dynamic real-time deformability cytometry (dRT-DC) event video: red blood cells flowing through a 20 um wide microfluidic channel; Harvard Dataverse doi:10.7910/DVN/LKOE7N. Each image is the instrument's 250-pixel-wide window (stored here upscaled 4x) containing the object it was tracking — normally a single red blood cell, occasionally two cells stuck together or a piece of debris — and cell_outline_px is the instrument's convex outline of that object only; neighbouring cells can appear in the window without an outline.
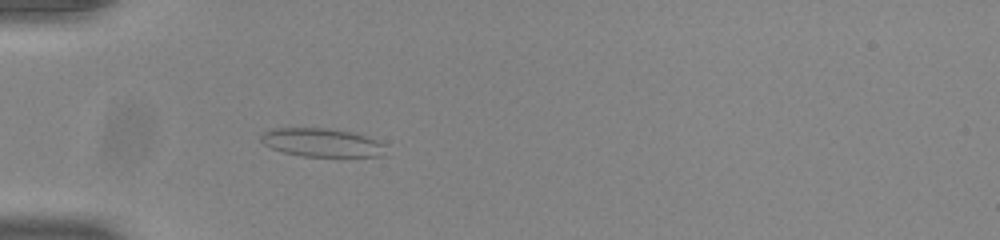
{"species": "common noctule bat (a hibernating species)", "species_latin": "Nyctalus noctula", "temperature_condition": "room temperature", "stored_images_in_passage": 38, "camera_frame_rate_fps": 3000, "um_per_image_px": 0.085, "animal": {"sex": "male", "body_mass_g": 20.0, "forearm_length_mm": 53.3}, "frame": {"image": 1, "passage_image": 2, "time_ms": 0.333, "image_size_px": [1000, 240], "cell_outline_px": [[384, 144], [380, 156], [304, 156], [284, 152], [272, 148], [264, 144], [260, 140], [260, 136], [264, 132], [272, 128], [328, 128], [352, 132], [376, 140]], "centroid_in_image_um": [27.28, 12.1], "position_along_channel_um": 57.7, "area_um2": 20.29}}
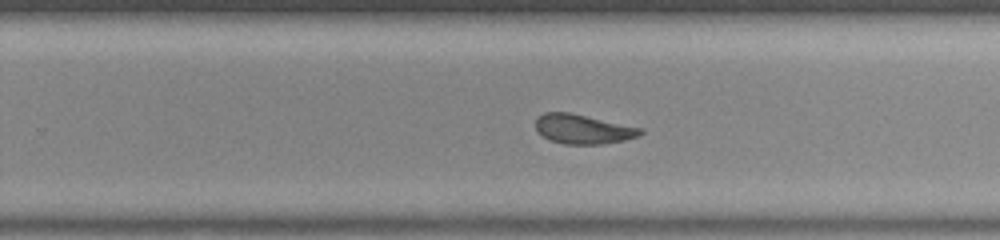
{"frame": {"image": 2, "passage_image": 20, "time_ms": 6.333, "image_size_px": [1000, 240], "cell_outline_px": [[644, 132], [636, 136], [624, 140], [600, 144], [564, 144], [548, 140], [536, 128], [536, 116], [544, 112], [568, 112], [644, 128]], "centroid_in_image_um": [49.54, 10.97], "position_along_channel_um": 280.3, "area_um2": 17.92}}
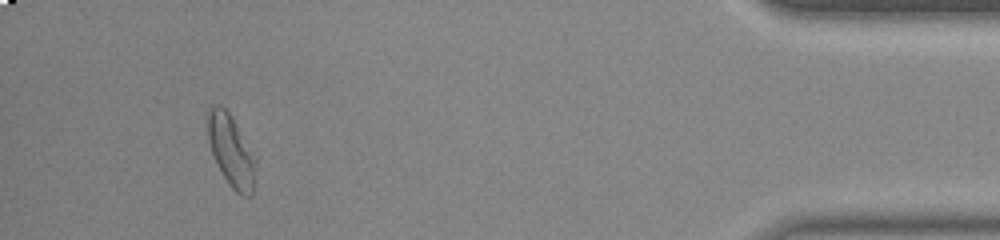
{"frame": {"image": 3, "passage_image": 35, "time_ms": 11.333, "image_size_px": [1000, 240], "cell_outline_px": [[256, 180], [252, 196], [244, 196], [236, 192], [228, 184], [212, 152], [208, 140], [208, 108], [212, 104], [220, 104], [228, 112], [256, 156]], "centroid_in_image_um": [19.68, 12.84], "position_along_channel_um": 415.5, "area_um2": 20.06}, "authors_computed_cell_mechanics": {"area_um2": 18.9006, "velocity_mm_per_s": 3.866, "shape_relaxation_time_tau1_ms": 5.6235, "shape_relaxation_time_tau2_ms": 1.3665, "deformation_change_tau1": 0.1527, "deformation_change_tau2": 0.0902}}